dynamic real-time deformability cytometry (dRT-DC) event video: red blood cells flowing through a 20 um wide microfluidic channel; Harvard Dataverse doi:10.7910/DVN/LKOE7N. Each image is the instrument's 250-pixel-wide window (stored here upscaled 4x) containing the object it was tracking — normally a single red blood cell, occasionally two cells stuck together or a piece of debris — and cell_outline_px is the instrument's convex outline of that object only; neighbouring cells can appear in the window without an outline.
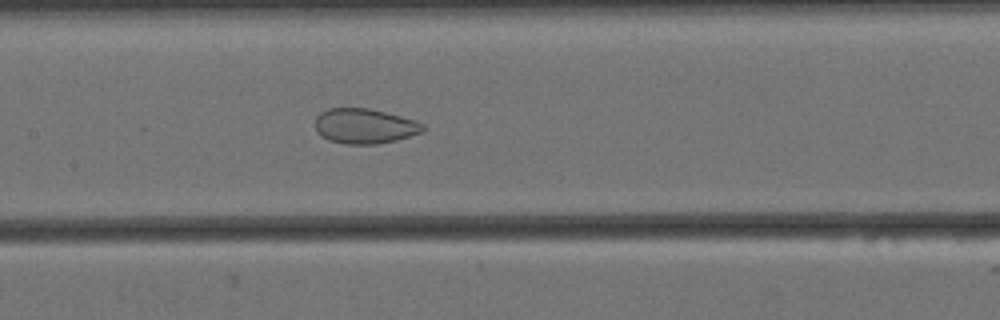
{"species": "Egyptian fruit bat (a non-hibernating species)", "species_latin": "Rousettus aegyptiacus", "temperature_condition": "cold", "stored_images_in_passage": 57, "camera_frame_rate_fps": 3000, "um_per_image_px": 0.085, "animal": {"sex": "female"}, "frame": {"image": 1, "passage_image": 26, "time_ms": 8.333, "image_size_px": [1000, 320], "cell_outline_px": [[424, 132], [396, 140], [376, 144], [344, 144], [328, 140], [320, 136], [316, 132], [316, 116], [320, 112], [328, 108], [368, 108], [416, 120], [424, 124]], "centroid_in_image_um": [30.98, 10.72], "position_along_channel_um": 176.4, "area_um2": 22.14}}
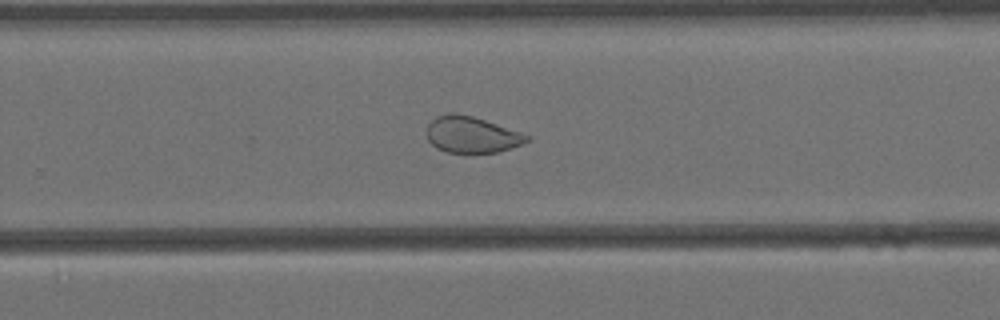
{"frame": {"image": 2, "passage_image": 36, "time_ms": 11.667, "image_size_px": [1000, 320], "cell_outline_px": [[532, 140], [512, 148], [500, 152], [448, 152], [436, 148], [428, 140], [424, 132], [428, 124], [436, 116], [472, 116], [532, 136]], "centroid_in_image_um": [40.12, 11.49], "position_along_channel_um": 289.7, "area_um2": 20.75}}
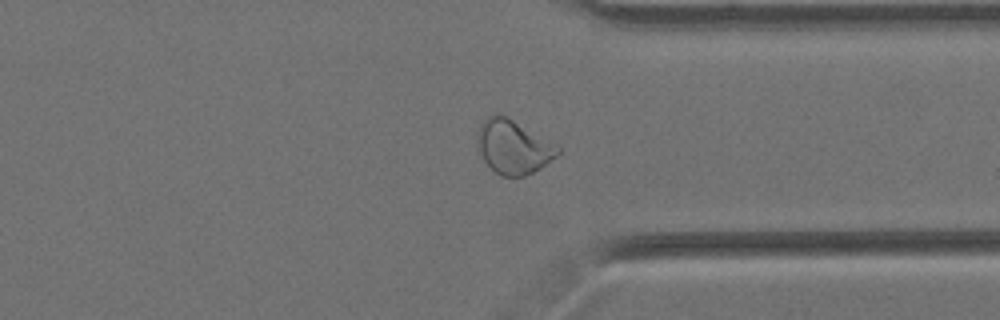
{"frame": {"image": 3, "passage_image": 43, "time_ms": 14.0, "image_size_px": [1000, 320], "cell_outline_px": [[560, 152], [556, 156], [540, 168], [524, 176], [500, 176], [484, 160], [476, 148], [476, 140], [480, 124], [492, 112], [500, 112], [560, 148]], "centroid_in_image_um": [43.56, 12.46], "position_along_channel_um": 367.8, "area_um2": 25.03}, "authors_computed_cell_mechanics": {"area_um2": 27.0504, "velocity_mm_per_s": 3.4266, "shape_relaxation_time_tau1_ms": null, "shape_relaxation_time_tau2_ms": 1.4166, "deformation_change_tau1": null, "deformation_change_tau2": 0.0648}}